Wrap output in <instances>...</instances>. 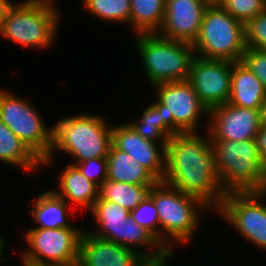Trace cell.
Here are the masks:
<instances>
[{
    "label": "cell",
    "mask_w": 266,
    "mask_h": 266,
    "mask_svg": "<svg viewBox=\"0 0 266 266\" xmlns=\"http://www.w3.org/2000/svg\"><path fill=\"white\" fill-rule=\"evenodd\" d=\"M211 144L209 134L208 139L195 132L174 134L165 147L162 181L217 210L226 193L217 175Z\"/></svg>",
    "instance_id": "cell-1"
},
{
    "label": "cell",
    "mask_w": 266,
    "mask_h": 266,
    "mask_svg": "<svg viewBox=\"0 0 266 266\" xmlns=\"http://www.w3.org/2000/svg\"><path fill=\"white\" fill-rule=\"evenodd\" d=\"M211 142L215 168L225 193L266 191V166L259 156L256 139Z\"/></svg>",
    "instance_id": "cell-2"
},
{
    "label": "cell",
    "mask_w": 266,
    "mask_h": 266,
    "mask_svg": "<svg viewBox=\"0 0 266 266\" xmlns=\"http://www.w3.org/2000/svg\"><path fill=\"white\" fill-rule=\"evenodd\" d=\"M52 127L53 146L43 164L51 163L56 150L74 156L78 160L76 163L107 157L112 140V127L107 125L102 116L78 114L60 119Z\"/></svg>",
    "instance_id": "cell-3"
},
{
    "label": "cell",
    "mask_w": 266,
    "mask_h": 266,
    "mask_svg": "<svg viewBox=\"0 0 266 266\" xmlns=\"http://www.w3.org/2000/svg\"><path fill=\"white\" fill-rule=\"evenodd\" d=\"M150 197L158 212L161 244L172 254V248L169 245L172 244V240L181 244L193 238L199 223L198 210L204 208L206 210L210 207L199 197L184 193L163 181H158L153 186Z\"/></svg>",
    "instance_id": "cell-4"
},
{
    "label": "cell",
    "mask_w": 266,
    "mask_h": 266,
    "mask_svg": "<svg viewBox=\"0 0 266 266\" xmlns=\"http://www.w3.org/2000/svg\"><path fill=\"white\" fill-rule=\"evenodd\" d=\"M136 35L135 44L151 85L188 80L195 56L192 44L170 40L158 33Z\"/></svg>",
    "instance_id": "cell-5"
},
{
    "label": "cell",
    "mask_w": 266,
    "mask_h": 266,
    "mask_svg": "<svg viewBox=\"0 0 266 266\" xmlns=\"http://www.w3.org/2000/svg\"><path fill=\"white\" fill-rule=\"evenodd\" d=\"M53 0H25L15 4L3 20L0 35L23 47L49 46L59 23Z\"/></svg>",
    "instance_id": "cell-6"
},
{
    "label": "cell",
    "mask_w": 266,
    "mask_h": 266,
    "mask_svg": "<svg viewBox=\"0 0 266 266\" xmlns=\"http://www.w3.org/2000/svg\"><path fill=\"white\" fill-rule=\"evenodd\" d=\"M193 49L196 56L204 59L241 61L247 49L245 24L219 4L208 5Z\"/></svg>",
    "instance_id": "cell-7"
},
{
    "label": "cell",
    "mask_w": 266,
    "mask_h": 266,
    "mask_svg": "<svg viewBox=\"0 0 266 266\" xmlns=\"http://www.w3.org/2000/svg\"><path fill=\"white\" fill-rule=\"evenodd\" d=\"M0 121L42 162L49 157L53 146V127L45 126L41 115L26 99L1 89Z\"/></svg>",
    "instance_id": "cell-8"
},
{
    "label": "cell",
    "mask_w": 266,
    "mask_h": 266,
    "mask_svg": "<svg viewBox=\"0 0 266 266\" xmlns=\"http://www.w3.org/2000/svg\"><path fill=\"white\" fill-rule=\"evenodd\" d=\"M78 228H31L25 233L30 246L22 254V263L32 266H65L79 261Z\"/></svg>",
    "instance_id": "cell-9"
},
{
    "label": "cell",
    "mask_w": 266,
    "mask_h": 266,
    "mask_svg": "<svg viewBox=\"0 0 266 266\" xmlns=\"http://www.w3.org/2000/svg\"><path fill=\"white\" fill-rule=\"evenodd\" d=\"M157 99L153 105L162 112L164 123L175 133H197V124L209 110L199 100L188 81L163 82L154 85Z\"/></svg>",
    "instance_id": "cell-10"
},
{
    "label": "cell",
    "mask_w": 266,
    "mask_h": 266,
    "mask_svg": "<svg viewBox=\"0 0 266 266\" xmlns=\"http://www.w3.org/2000/svg\"><path fill=\"white\" fill-rule=\"evenodd\" d=\"M265 192H229L217 208L230 225L247 241L266 250V204L260 202Z\"/></svg>",
    "instance_id": "cell-11"
},
{
    "label": "cell",
    "mask_w": 266,
    "mask_h": 266,
    "mask_svg": "<svg viewBox=\"0 0 266 266\" xmlns=\"http://www.w3.org/2000/svg\"><path fill=\"white\" fill-rule=\"evenodd\" d=\"M231 71V61L204 59L196 55L193 57L187 81L209 111L228 103L231 94Z\"/></svg>",
    "instance_id": "cell-12"
},
{
    "label": "cell",
    "mask_w": 266,
    "mask_h": 266,
    "mask_svg": "<svg viewBox=\"0 0 266 266\" xmlns=\"http://www.w3.org/2000/svg\"><path fill=\"white\" fill-rule=\"evenodd\" d=\"M207 125L210 140L256 139L261 127L260 109H248L225 103L209 111Z\"/></svg>",
    "instance_id": "cell-13"
},
{
    "label": "cell",
    "mask_w": 266,
    "mask_h": 266,
    "mask_svg": "<svg viewBox=\"0 0 266 266\" xmlns=\"http://www.w3.org/2000/svg\"><path fill=\"white\" fill-rule=\"evenodd\" d=\"M208 5L204 0H166L164 23L158 34L193 45Z\"/></svg>",
    "instance_id": "cell-14"
},
{
    "label": "cell",
    "mask_w": 266,
    "mask_h": 266,
    "mask_svg": "<svg viewBox=\"0 0 266 266\" xmlns=\"http://www.w3.org/2000/svg\"><path fill=\"white\" fill-rule=\"evenodd\" d=\"M111 143L137 160L158 181H162L165 174L166 146L159 149L155 142L143 138L129 123L112 126Z\"/></svg>",
    "instance_id": "cell-15"
},
{
    "label": "cell",
    "mask_w": 266,
    "mask_h": 266,
    "mask_svg": "<svg viewBox=\"0 0 266 266\" xmlns=\"http://www.w3.org/2000/svg\"><path fill=\"white\" fill-rule=\"evenodd\" d=\"M146 259L130 248L83 231L79 262L83 266H141Z\"/></svg>",
    "instance_id": "cell-16"
},
{
    "label": "cell",
    "mask_w": 266,
    "mask_h": 266,
    "mask_svg": "<svg viewBox=\"0 0 266 266\" xmlns=\"http://www.w3.org/2000/svg\"><path fill=\"white\" fill-rule=\"evenodd\" d=\"M266 98L261 81L242 62H232L231 94L228 103L248 109H260Z\"/></svg>",
    "instance_id": "cell-17"
},
{
    "label": "cell",
    "mask_w": 266,
    "mask_h": 266,
    "mask_svg": "<svg viewBox=\"0 0 266 266\" xmlns=\"http://www.w3.org/2000/svg\"><path fill=\"white\" fill-rule=\"evenodd\" d=\"M107 179L136 185H155L158 182L137 160L112 143L107 155Z\"/></svg>",
    "instance_id": "cell-18"
},
{
    "label": "cell",
    "mask_w": 266,
    "mask_h": 266,
    "mask_svg": "<svg viewBox=\"0 0 266 266\" xmlns=\"http://www.w3.org/2000/svg\"><path fill=\"white\" fill-rule=\"evenodd\" d=\"M59 192L54 191L65 201L92 209L98 200V186L87 179L75 165H67L59 176Z\"/></svg>",
    "instance_id": "cell-19"
},
{
    "label": "cell",
    "mask_w": 266,
    "mask_h": 266,
    "mask_svg": "<svg viewBox=\"0 0 266 266\" xmlns=\"http://www.w3.org/2000/svg\"><path fill=\"white\" fill-rule=\"evenodd\" d=\"M90 212L96 219L99 231L89 233L122 246L124 224L130 217V211L119 204L98 199Z\"/></svg>",
    "instance_id": "cell-20"
},
{
    "label": "cell",
    "mask_w": 266,
    "mask_h": 266,
    "mask_svg": "<svg viewBox=\"0 0 266 266\" xmlns=\"http://www.w3.org/2000/svg\"><path fill=\"white\" fill-rule=\"evenodd\" d=\"M36 200V201H35ZM32 206L31 215L38 226L34 228H76L69 223L66 212V201L54 191H47L36 199Z\"/></svg>",
    "instance_id": "cell-21"
},
{
    "label": "cell",
    "mask_w": 266,
    "mask_h": 266,
    "mask_svg": "<svg viewBox=\"0 0 266 266\" xmlns=\"http://www.w3.org/2000/svg\"><path fill=\"white\" fill-rule=\"evenodd\" d=\"M153 186L106 179L98 186V199L119 204L131 212L150 197Z\"/></svg>",
    "instance_id": "cell-22"
},
{
    "label": "cell",
    "mask_w": 266,
    "mask_h": 266,
    "mask_svg": "<svg viewBox=\"0 0 266 266\" xmlns=\"http://www.w3.org/2000/svg\"><path fill=\"white\" fill-rule=\"evenodd\" d=\"M0 161L32 171L43 162L0 121Z\"/></svg>",
    "instance_id": "cell-23"
},
{
    "label": "cell",
    "mask_w": 266,
    "mask_h": 266,
    "mask_svg": "<svg viewBox=\"0 0 266 266\" xmlns=\"http://www.w3.org/2000/svg\"><path fill=\"white\" fill-rule=\"evenodd\" d=\"M130 26L135 33H158L165 16L166 0H130Z\"/></svg>",
    "instance_id": "cell-24"
},
{
    "label": "cell",
    "mask_w": 266,
    "mask_h": 266,
    "mask_svg": "<svg viewBox=\"0 0 266 266\" xmlns=\"http://www.w3.org/2000/svg\"><path fill=\"white\" fill-rule=\"evenodd\" d=\"M138 245L151 246L152 249L154 248L152 246H155V251H143L142 253L141 250L138 251L136 248ZM122 246L134 250L146 260H158L171 254L148 230L135 223L131 217L124 224Z\"/></svg>",
    "instance_id": "cell-25"
},
{
    "label": "cell",
    "mask_w": 266,
    "mask_h": 266,
    "mask_svg": "<svg viewBox=\"0 0 266 266\" xmlns=\"http://www.w3.org/2000/svg\"><path fill=\"white\" fill-rule=\"evenodd\" d=\"M139 121V122H138ZM129 122L132 128L146 140L157 143L158 139L161 146H166L168 140L175 134L163 121L162 112L153 104L148 106L140 120Z\"/></svg>",
    "instance_id": "cell-26"
},
{
    "label": "cell",
    "mask_w": 266,
    "mask_h": 266,
    "mask_svg": "<svg viewBox=\"0 0 266 266\" xmlns=\"http://www.w3.org/2000/svg\"><path fill=\"white\" fill-rule=\"evenodd\" d=\"M83 4L93 16L99 19L130 25V0H83Z\"/></svg>",
    "instance_id": "cell-27"
},
{
    "label": "cell",
    "mask_w": 266,
    "mask_h": 266,
    "mask_svg": "<svg viewBox=\"0 0 266 266\" xmlns=\"http://www.w3.org/2000/svg\"><path fill=\"white\" fill-rule=\"evenodd\" d=\"M219 5L244 24L266 10L265 0H222Z\"/></svg>",
    "instance_id": "cell-28"
},
{
    "label": "cell",
    "mask_w": 266,
    "mask_h": 266,
    "mask_svg": "<svg viewBox=\"0 0 266 266\" xmlns=\"http://www.w3.org/2000/svg\"><path fill=\"white\" fill-rule=\"evenodd\" d=\"M130 217L139 226L148 230L161 243V232L157 229L158 225L160 226V221L156 206L151 197L132 210Z\"/></svg>",
    "instance_id": "cell-29"
},
{
    "label": "cell",
    "mask_w": 266,
    "mask_h": 266,
    "mask_svg": "<svg viewBox=\"0 0 266 266\" xmlns=\"http://www.w3.org/2000/svg\"><path fill=\"white\" fill-rule=\"evenodd\" d=\"M246 46L266 51V10L245 24Z\"/></svg>",
    "instance_id": "cell-30"
},
{
    "label": "cell",
    "mask_w": 266,
    "mask_h": 266,
    "mask_svg": "<svg viewBox=\"0 0 266 266\" xmlns=\"http://www.w3.org/2000/svg\"><path fill=\"white\" fill-rule=\"evenodd\" d=\"M90 181L99 186L107 179V157L93 158L80 163H73Z\"/></svg>",
    "instance_id": "cell-31"
},
{
    "label": "cell",
    "mask_w": 266,
    "mask_h": 266,
    "mask_svg": "<svg viewBox=\"0 0 266 266\" xmlns=\"http://www.w3.org/2000/svg\"><path fill=\"white\" fill-rule=\"evenodd\" d=\"M241 61L261 81L266 90V51L247 47Z\"/></svg>",
    "instance_id": "cell-32"
},
{
    "label": "cell",
    "mask_w": 266,
    "mask_h": 266,
    "mask_svg": "<svg viewBox=\"0 0 266 266\" xmlns=\"http://www.w3.org/2000/svg\"><path fill=\"white\" fill-rule=\"evenodd\" d=\"M258 153L261 161L266 166V125H261L257 137Z\"/></svg>",
    "instance_id": "cell-33"
},
{
    "label": "cell",
    "mask_w": 266,
    "mask_h": 266,
    "mask_svg": "<svg viewBox=\"0 0 266 266\" xmlns=\"http://www.w3.org/2000/svg\"><path fill=\"white\" fill-rule=\"evenodd\" d=\"M14 5L15 4L11 3L9 0H0V27Z\"/></svg>",
    "instance_id": "cell-34"
},
{
    "label": "cell",
    "mask_w": 266,
    "mask_h": 266,
    "mask_svg": "<svg viewBox=\"0 0 266 266\" xmlns=\"http://www.w3.org/2000/svg\"><path fill=\"white\" fill-rule=\"evenodd\" d=\"M170 255L171 254H169L167 257L158 260H146L141 266H168L166 264L168 263L167 261L170 259Z\"/></svg>",
    "instance_id": "cell-35"
},
{
    "label": "cell",
    "mask_w": 266,
    "mask_h": 266,
    "mask_svg": "<svg viewBox=\"0 0 266 266\" xmlns=\"http://www.w3.org/2000/svg\"><path fill=\"white\" fill-rule=\"evenodd\" d=\"M260 117H261V124L266 125V98L264 103L260 107Z\"/></svg>",
    "instance_id": "cell-36"
},
{
    "label": "cell",
    "mask_w": 266,
    "mask_h": 266,
    "mask_svg": "<svg viewBox=\"0 0 266 266\" xmlns=\"http://www.w3.org/2000/svg\"><path fill=\"white\" fill-rule=\"evenodd\" d=\"M3 244H4V239L3 237L0 235V261H5V258L3 257L2 250H3ZM1 263V262H0Z\"/></svg>",
    "instance_id": "cell-37"
},
{
    "label": "cell",
    "mask_w": 266,
    "mask_h": 266,
    "mask_svg": "<svg viewBox=\"0 0 266 266\" xmlns=\"http://www.w3.org/2000/svg\"><path fill=\"white\" fill-rule=\"evenodd\" d=\"M206 3H208L209 5H216V4H220V2L222 0H204Z\"/></svg>",
    "instance_id": "cell-38"
},
{
    "label": "cell",
    "mask_w": 266,
    "mask_h": 266,
    "mask_svg": "<svg viewBox=\"0 0 266 266\" xmlns=\"http://www.w3.org/2000/svg\"><path fill=\"white\" fill-rule=\"evenodd\" d=\"M65 266H83L79 261Z\"/></svg>",
    "instance_id": "cell-39"
},
{
    "label": "cell",
    "mask_w": 266,
    "mask_h": 266,
    "mask_svg": "<svg viewBox=\"0 0 266 266\" xmlns=\"http://www.w3.org/2000/svg\"><path fill=\"white\" fill-rule=\"evenodd\" d=\"M23 266H32V265H29V264H26V263H22Z\"/></svg>",
    "instance_id": "cell-40"
}]
</instances>
